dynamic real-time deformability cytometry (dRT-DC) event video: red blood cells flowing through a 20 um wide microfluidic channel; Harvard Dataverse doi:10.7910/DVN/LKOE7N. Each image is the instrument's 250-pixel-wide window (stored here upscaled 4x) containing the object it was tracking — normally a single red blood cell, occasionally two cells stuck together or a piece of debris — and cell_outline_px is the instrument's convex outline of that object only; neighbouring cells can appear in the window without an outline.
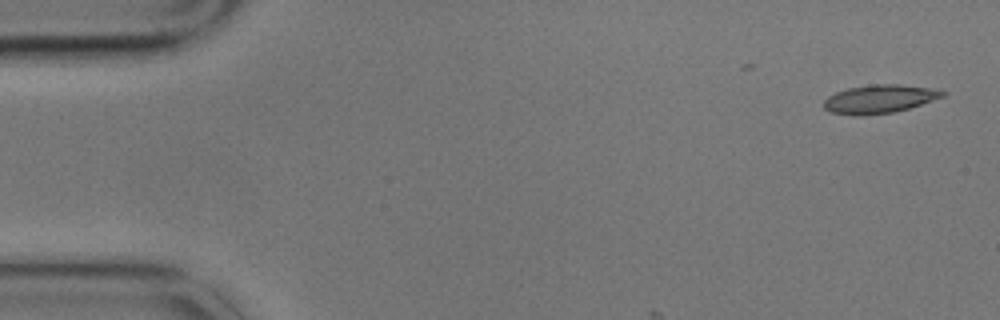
{"species": "common noctule bat (a hibernating species)", "species_latin": "Nyctalus noctula", "temperature_condition": "cold", "stored_images_in_passage": 3, "camera_frame_rate_fps": 3000, "um_per_image_px": 0.085, "animal": {"sex": "male", "body_mass_g": 17.9}, "frame": {"image": 1, "passage_image": 1, "time_ms": 0.0, "image_size_px": [1000, 320], "cell_outline_px": [[948, 92], [944, 96], [908, 108], [892, 112], [864, 116], [852, 116], [832, 112], [824, 108], [824, 100], [828, 96], [836, 92], [848, 88], [872, 84], [896, 84], [928, 88]], "centroid_in_image_um": [74.7, 8.42], "position_along_channel_um": 10.3, "area_um2": 19.48}}